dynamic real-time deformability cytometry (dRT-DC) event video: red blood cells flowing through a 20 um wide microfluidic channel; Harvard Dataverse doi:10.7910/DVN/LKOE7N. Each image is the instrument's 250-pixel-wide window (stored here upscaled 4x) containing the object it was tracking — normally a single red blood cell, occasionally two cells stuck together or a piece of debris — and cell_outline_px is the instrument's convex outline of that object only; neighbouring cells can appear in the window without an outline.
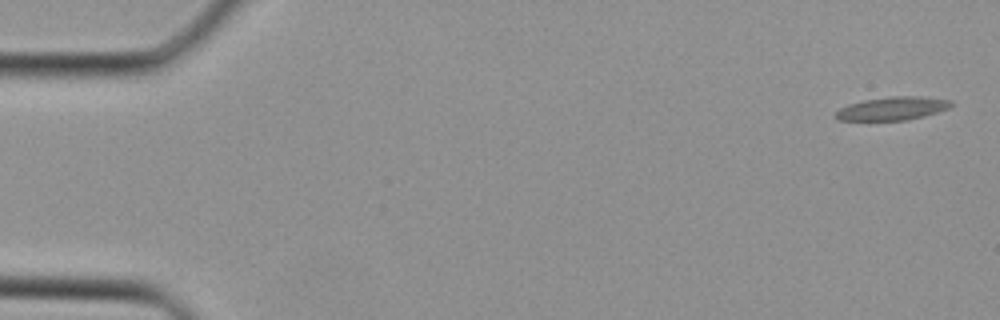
{"species": "Egyptian fruit bat (a non-hibernating species)", "species_latin": "Rousettus aegyptiacus", "temperature_condition": "cold", "stored_images_in_passage": 39, "camera_frame_rate_fps": 3000, "um_per_image_px": 0.085, "animal": {"sex": "female"}, "frame": {"image": 1, "passage_image": 1, "time_ms": 0.0, "image_size_px": [1000, 320], "cell_outline_px": [[952, 104], [948, 108], [924, 116], [904, 120], [840, 120], [836, 116], [836, 112], [840, 108], [848, 104], [864, 100], [892, 96], [916, 96], [952, 100]], "centroid_in_image_um": [75.86, 9.21], "position_along_channel_um": 9.1, "area_um2": 15.37}}
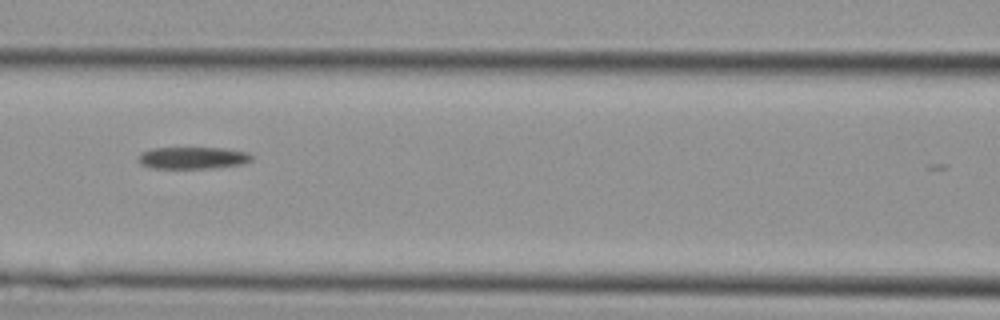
{"frame": {"image": 2, "passage_image": 17, "time_ms": 5.333, "image_size_px": [1000, 320], "cell_outline_px": [[252, 160], [244, 164], [216, 168], [148, 168], [140, 164], [136, 160], [140, 152], [152, 148], [224, 148], [248, 152], [252, 156]], "centroid_in_image_um": [16.35, 13.42], "position_along_channel_um": 150.2, "area_um2": 14.8}}
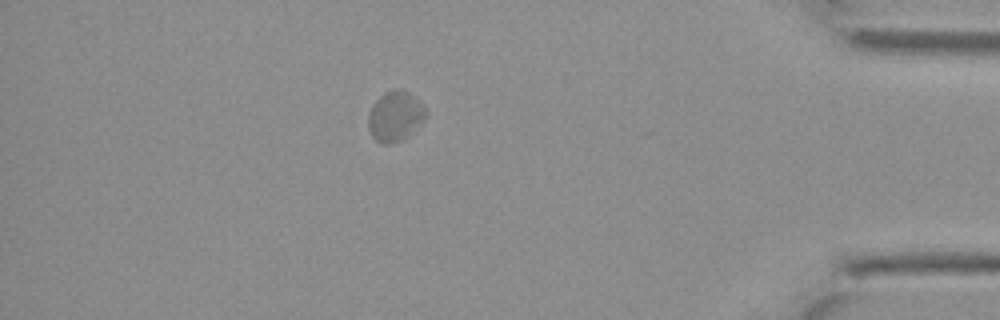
{"frame": {"image": 3, "passage_image": 34, "time_ms": 11.0, "image_size_px": [1000, 320], "cell_outline_px": [[424, 120], [408, 136], [392, 144], [380, 144], [372, 136], [368, 128], [368, 112], [376, 100], [384, 92], [392, 88], [400, 88], [408, 92], [424, 108]], "centroid_in_image_um": [33.53, 9.89], "position_along_channel_um": 401.7, "area_um2": 16.65}}